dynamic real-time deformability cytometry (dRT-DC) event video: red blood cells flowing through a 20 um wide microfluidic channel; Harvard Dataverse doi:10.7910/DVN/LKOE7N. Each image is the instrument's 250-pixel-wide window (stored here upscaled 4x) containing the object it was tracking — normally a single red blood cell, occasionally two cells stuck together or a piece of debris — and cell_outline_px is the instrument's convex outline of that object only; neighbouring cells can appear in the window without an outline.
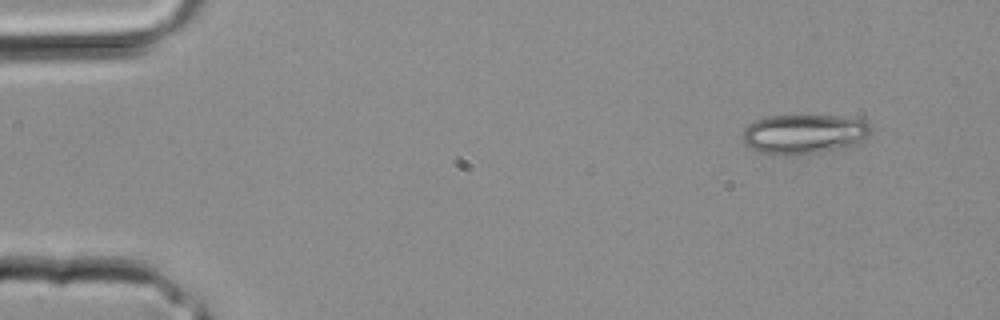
{"species": "common noctule bat (a hibernating species)", "species_latin": "Nyctalus noctula", "temperature_condition": "room temperature", "stored_images_in_passage": 2, "camera_frame_rate_fps": 3000, "um_per_image_px": 0.085, "animal": {"sex": "male", "body_mass_g": 20.4}, "frame": {"image": 1, "passage_image": 1, "time_ms": 0.0, "image_size_px": [1000, 320], "cell_outline_px": [[872, 132], [864, 140], [856, 144], [844, 148], [796, 156], [784, 156], [760, 152], [744, 144], [744, 128], [748, 124], [756, 120], [768, 116], [836, 116], [864, 120], [872, 128]], "centroid_in_image_um": [68.36, 11.41], "position_along_channel_um": 16.6, "area_um2": 29.82}}